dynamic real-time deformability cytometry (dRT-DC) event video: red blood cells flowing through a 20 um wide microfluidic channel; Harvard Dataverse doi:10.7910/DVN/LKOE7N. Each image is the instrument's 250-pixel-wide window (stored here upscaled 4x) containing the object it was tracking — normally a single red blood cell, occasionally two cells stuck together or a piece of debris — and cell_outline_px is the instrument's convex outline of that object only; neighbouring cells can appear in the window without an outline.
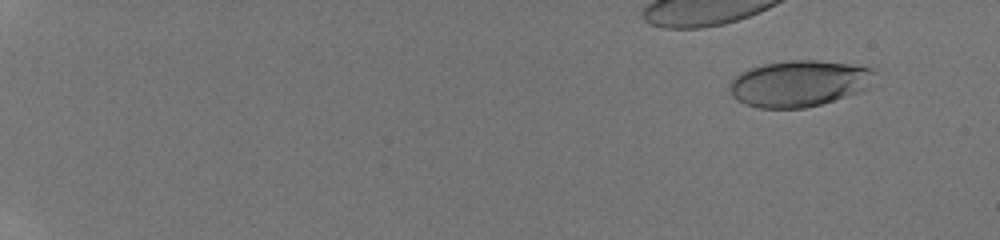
{"species": "human", "species_latin": "Homo sapiens", "temperature_condition": "room temperature", "stored_images_in_passage": 94, "camera_frame_rate_fps": 3000, "um_per_image_px": 0.085, "donor": {"sex": "male"}, "frame": {"image": 1, "passage_image": 7, "time_ms": 1.667, "image_size_px": [1000, 240], "cell_outline_px": [[872, 88], [860, 92], [820, 104], [804, 108], [760, 108], [744, 104], [736, 100], [732, 96], [728, 88], [728, 84], [740, 72], [764, 64], [788, 60], [816, 60], [848, 64], [872, 68]], "centroid_in_image_um": [67.9, 7.1], "position_along_channel_um": 17.1, "area_um2": 39.13}}
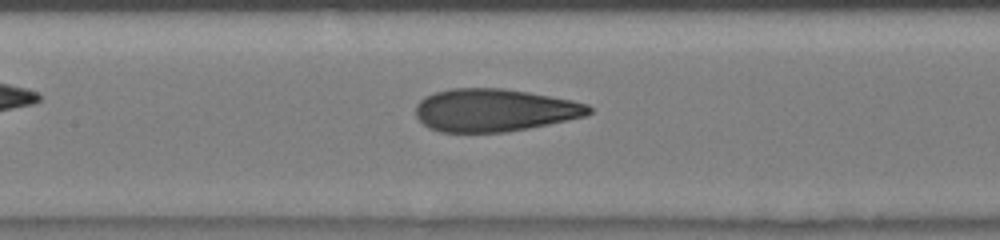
{"frame": {"image": 2, "passage_image": 45, "time_ms": 10.0, "image_size_px": [1000, 240], "cell_outline_px": [[592, 112], [588, 116], [528, 128], [504, 132], [440, 132], [428, 128], [416, 116], [416, 104], [424, 96], [436, 92], [452, 88], [500, 88], [528, 92], [572, 100], [588, 104], [592, 108]], "centroid_in_image_um": [42.02, 9.36], "position_along_channel_um": 165.4, "area_um2": 43.18}}
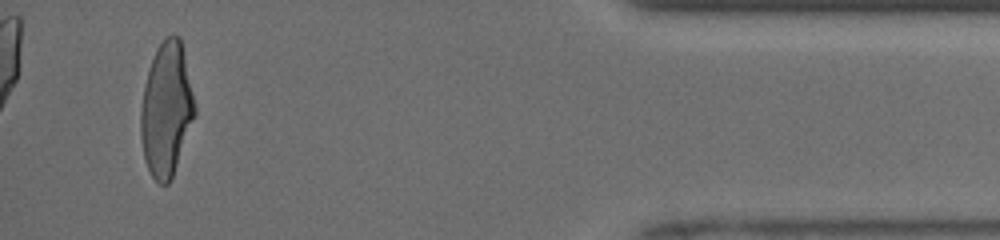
{"frame": {"image": 3, "passage_image": 86, "time_ms": 17.333, "image_size_px": [1000, 240], "cell_outline_px": [[196, 112], [172, 180], [168, 184], [160, 184], [152, 176], [144, 160], [140, 136], [140, 108], [144, 84], [156, 48], [164, 36], [172, 32], [180, 36], [196, 108]], "centroid_in_image_um": [14.13, 9.29], "position_along_channel_um": 421.1, "area_um2": 42.43}, "authors_computed_cell_mechanics": {"area_um2": 41.9628, "velocity_mm_per_s": 4.1322, "shape_relaxation_time_tau1_ms": 5.5981, "shape_relaxation_time_tau2_ms": 0.8001, "deformation_change_tau1": 0.2306, "deformation_change_tau2": 0.0765}}